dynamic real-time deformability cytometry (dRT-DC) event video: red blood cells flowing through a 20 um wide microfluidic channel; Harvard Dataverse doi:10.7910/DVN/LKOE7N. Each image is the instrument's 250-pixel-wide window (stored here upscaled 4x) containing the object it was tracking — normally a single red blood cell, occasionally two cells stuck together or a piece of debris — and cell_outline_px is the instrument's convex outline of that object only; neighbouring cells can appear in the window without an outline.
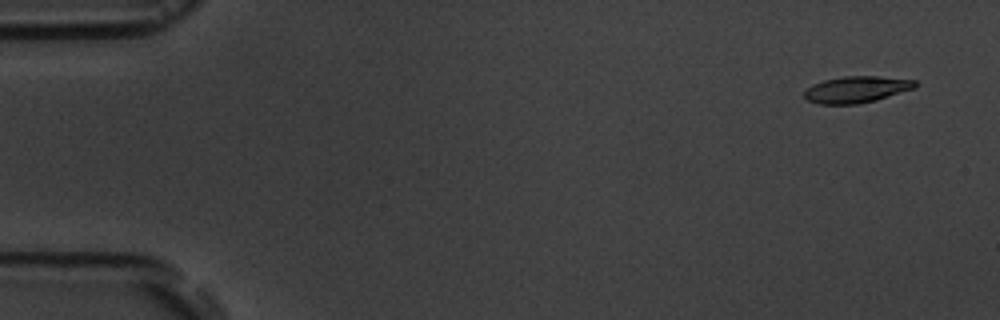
{"species": "common noctule bat (a hibernating species)", "species_latin": "Nyctalus noctula", "temperature_condition": "room temperature", "stored_images_in_passage": 4, "camera_frame_rate_fps": 3000, "um_per_image_px": 0.085, "animal": {"sex": "male", "body_mass_g": 19.5, "forearm_length_mm": 54.6}, "frame": {"image": 1, "passage_image": 1, "time_ms": 0.0, "image_size_px": [1000, 320], "cell_outline_px": [[920, 84], [916, 88], [876, 100], [856, 104], [820, 104], [808, 100], [804, 96], [804, 92], [812, 84], [824, 80], [844, 76], [876, 76], [916, 80]], "centroid_in_image_um": [72.84, 7.6], "position_along_channel_um": 12.2, "area_um2": 17.17}}
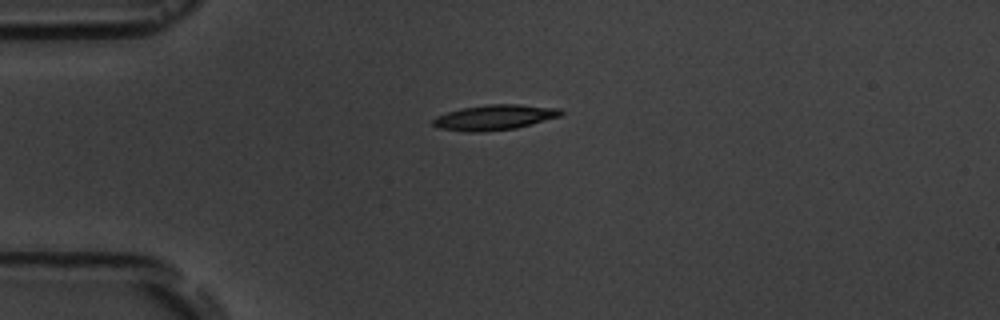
{"frame": {"image": 2, "passage_image": 4, "time_ms": 3.667, "image_size_px": [1000, 320], "cell_outline_px": [[564, 112], [560, 116], [532, 124], [516, 128], [484, 132], [464, 132], [440, 128], [432, 124], [432, 120], [436, 116], [448, 112], [464, 108], [488, 104], [516, 104], [560, 108]], "centroid_in_image_um": [42.04, 9.98], "position_along_channel_um": 43.0, "area_um2": 18.79}}